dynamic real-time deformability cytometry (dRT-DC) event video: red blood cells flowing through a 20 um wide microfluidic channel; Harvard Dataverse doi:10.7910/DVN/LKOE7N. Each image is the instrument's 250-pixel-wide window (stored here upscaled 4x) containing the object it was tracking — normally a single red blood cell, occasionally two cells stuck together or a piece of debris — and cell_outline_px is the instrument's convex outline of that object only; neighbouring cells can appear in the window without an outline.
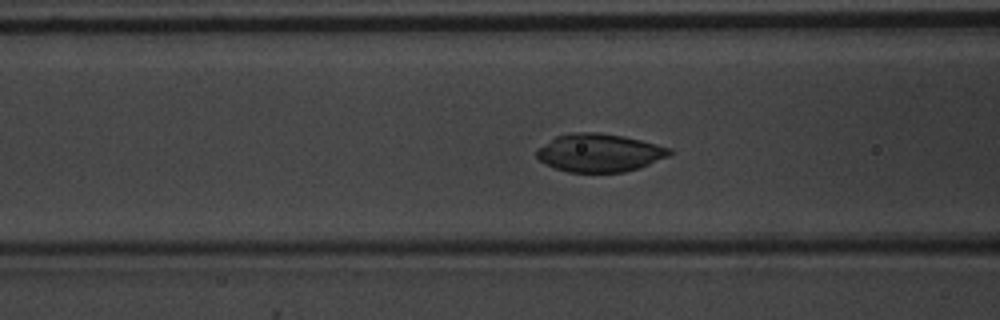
{"species": "common noctule bat (a hibernating species)", "species_latin": "Nyctalus noctula", "temperature_condition": "warm", "stored_images_in_passage": 52, "camera_frame_rate_fps": 3000, "um_per_image_px": 0.085, "animal": {"sex": "male", "body_mass_g": 20.1, "forearm_length_mm": 53.5}, "frame": {"image": 1, "passage_image": 21, "time_ms": 6.667, "image_size_px": [1000, 320], "cell_outline_px": [[672, 152], [668, 156], [640, 168], [624, 172], [568, 172], [544, 164], [536, 156], [536, 148], [556, 136], [572, 132], [600, 132], [640, 140], [672, 148]], "centroid_in_image_um": [50.92, 12.99], "position_along_channel_um": 115.7, "area_um2": 29.54}}
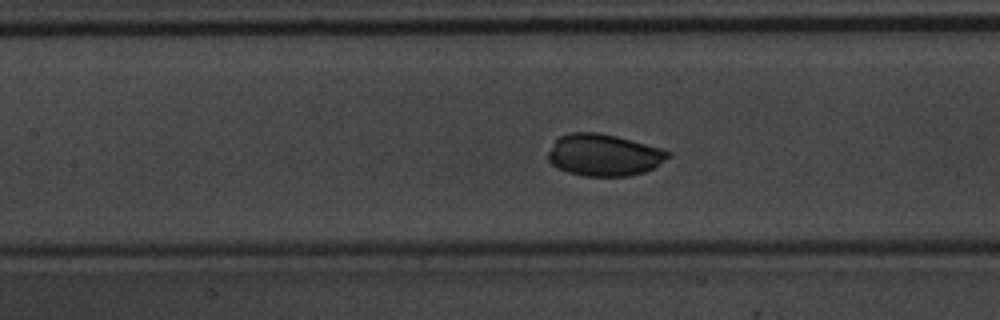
{"frame": {"image": 2, "passage_image": 24, "time_ms": 7.667, "image_size_px": [1000, 320], "cell_outline_px": [[672, 156], [656, 168], [644, 172], [628, 176], [584, 176], [568, 172], [552, 164], [548, 160], [548, 152], [556, 140], [560, 136], [568, 132], [596, 132], [616, 136], [660, 148], [672, 152]], "centroid_in_image_um": [51.37, 13.18], "position_along_channel_um": 156.0, "area_um2": 29.36}}
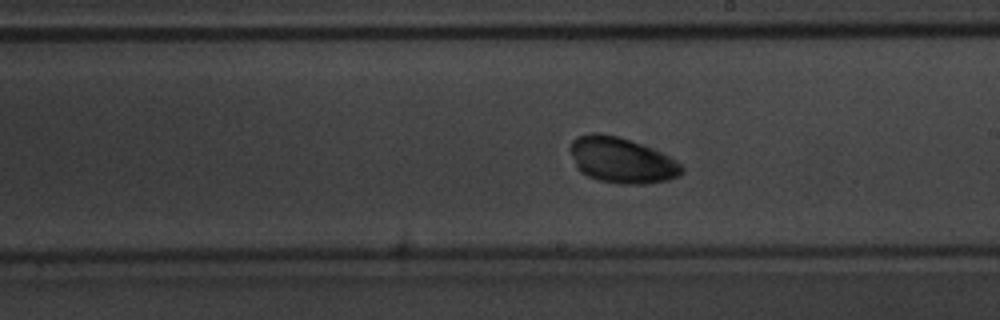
{"frame": {"image": 3, "passage_image": 30, "time_ms": 9.667, "image_size_px": [1000, 320], "cell_outline_px": [[684, 172], [680, 176], [668, 180], [648, 184], [620, 184], [600, 180], [588, 176], [580, 172], [576, 168], [568, 148], [572, 140], [576, 136], [592, 132], [596, 132], [620, 136], [660, 152], [676, 160], [684, 168]], "centroid_in_image_um": [52.81, 13.62], "position_along_channel_um": 236.2, "area_um2": 30.0}, "authors_computed_cell_mechanics": {"area_um2": 29.1601, "velocity_mm_per_s": 4.0142, "shape_relaxation_time_tau1_ms": 4.5169, "shape_relaxation_time_tau2_ms": null, "deformation_change_tau1": 0.2266, "deformation_change_tau2": null}}